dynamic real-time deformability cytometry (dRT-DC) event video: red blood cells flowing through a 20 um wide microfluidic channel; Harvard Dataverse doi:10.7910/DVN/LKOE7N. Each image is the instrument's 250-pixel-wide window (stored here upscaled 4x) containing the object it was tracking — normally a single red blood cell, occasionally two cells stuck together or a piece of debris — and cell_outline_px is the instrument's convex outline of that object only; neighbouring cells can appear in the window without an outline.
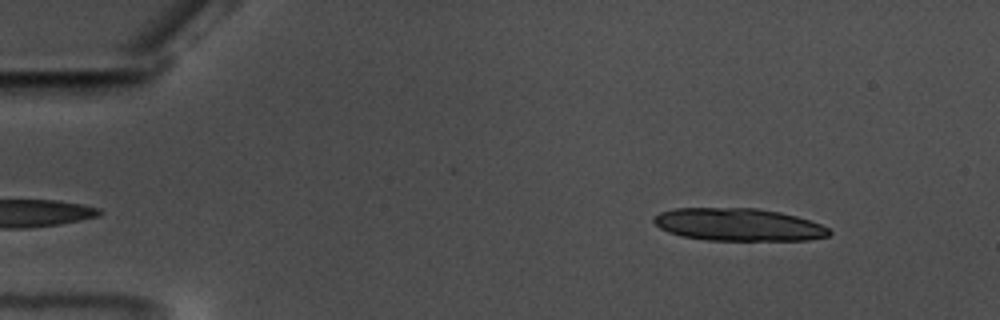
{"species": "common noctule bat (a hibernating species)", "species_latin": "Nyctalus noctula", "temperature_condition": "warm", "stored_images_in_passage": 27, "camera_frame_rate_fps": 3000, "um_per_image_px": 0.085, "animal": {"sex": "male", "body_mass_g": 17.5, "forearm_length_mm": 52.3}, "frame": {"image": 1, "passage_image": 2, "time_ms": 0.333, "image_size_px": [1000, 320], "cell_outline_px": [[832, 232], [828, 236], [808, 240], [708, 240], [680, 236], [668, 232], [660, 228], [652, 220], [652, 216], [660, 212], [676, 208], [756, 208], [780, 212], [796, 216], [820, 224], [828, 228]], "centroid_in_image_um": [62.73, 19.09], "position_along_channel_um": 22.3, "area_um2": 33.35}}
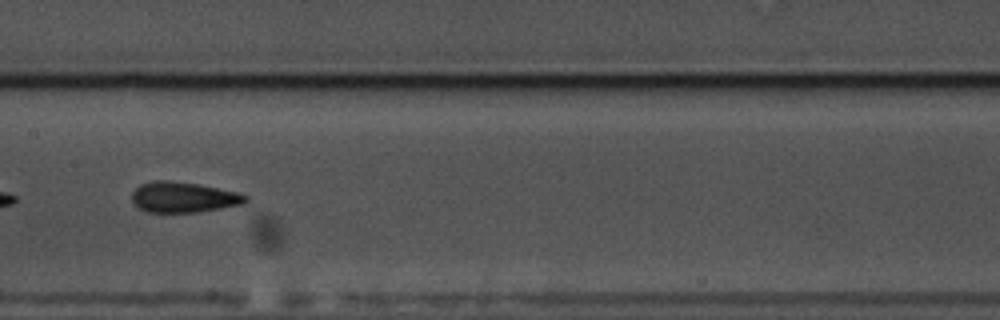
{"frame": {"image": 2, "passage_image": 25, "time_ms": 8.0, "image_size_px": [1000, 320], "cell_outline_px": [[248, 200], [244, 204], [196, 212], [148, 212], [140, 208], [132, 200], [132, 192], [140, 184], [152, 180], [168, 180], [196, 184], [240, 192], [248, 196]], "centroid_in_image_um": [15.61, 16.75], "position_along_channel_um": 191.8, "area_um2": 20.17}}